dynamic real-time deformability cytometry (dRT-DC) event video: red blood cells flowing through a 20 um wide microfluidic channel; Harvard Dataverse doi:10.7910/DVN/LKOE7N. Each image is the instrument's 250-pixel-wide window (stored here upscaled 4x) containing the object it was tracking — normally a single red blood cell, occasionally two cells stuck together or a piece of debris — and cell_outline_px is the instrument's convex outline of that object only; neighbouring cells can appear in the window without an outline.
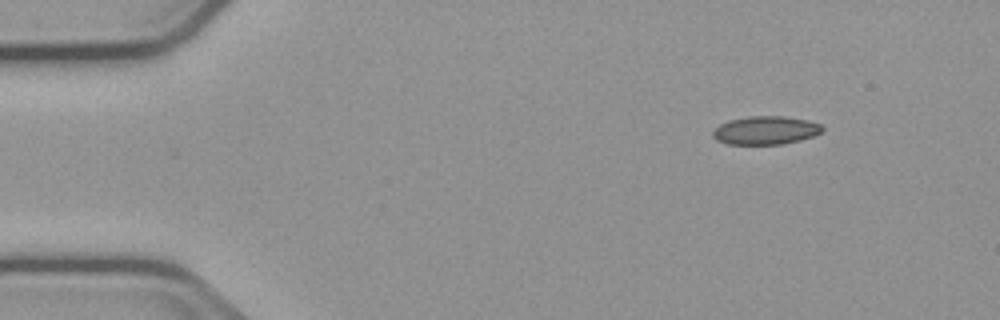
{"species": "common noctule bat (a hibernating species)", "species_latin": "Nyctalus noctula", "temperature_condition": "cold", "stored_images_in_passage": 7, "camera_frame_rate_fps": 3000, "um_per_image_px": 0.085, "animal": {"sex": "male", "body_mass_g": 23.1, "forearm_length_mm": 52.7}, "frame": {"image": 1, "passage_image": 1, "time_ms": 0.0, "image_size_px": [1000, 320], "cell_outline_px": [[824, 128], [820, 132], [812, 136], [800, 140], [784, 144], [728, 144], [716, 140], [712, 136], [712, 132], [720, 124], [728, 120], [748, 116], [784, 116], [808, 120], [820, 124]], "centroid_in_image_um": [65.05, 11.07], "position_along_channel_um": 19.9, "area_um2": 18.09}}
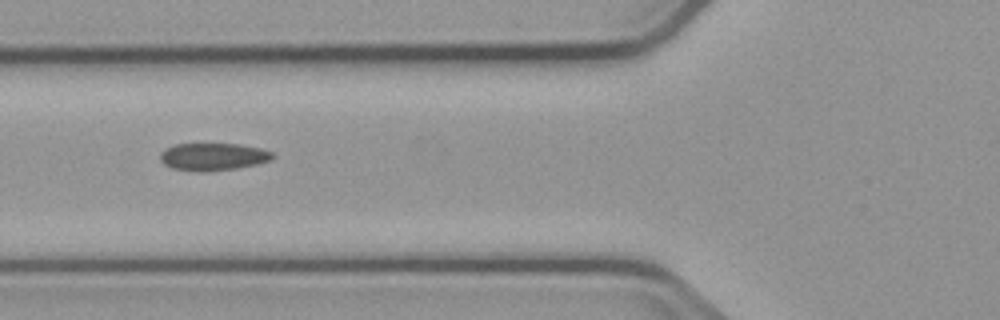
{"frame": {"image": 2, "passage_image": 5, "time_ms": 4.667, "image_size_px": [1000, 320], "cell_outline_px": [[272, 160], [260, 164], [236, 168], [200, 172], [172, 168], [164, 164], [160, 160], [160, 152], [164, 148], [176, 144], [240, 144], [260, 148], [272, 152]], "centroid_in_image_um": [18.1, 13.32], "position_along_channel_um": 107.7, "area_um2": 18.03}}
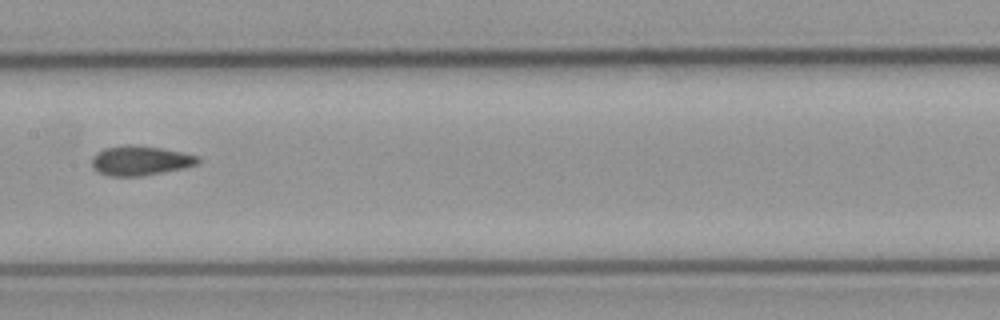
{"frame": {"image": 3, "passage_image": 7, "time_ms": 7.0, "image_size_px": [1000, 320], "cell_outline_px": [[200, 160], [196, 164], [184, 168], [140, 176], [108, 176], [92, 168], [92, 156], [96, 152], [104, 148], [124, 144], [136, 144], [184, 152], [200, 156]], "centroid_in_image_um": [11.91, 13.63], "position_along_channel_um": 195.5, "area_um2": 18.5}}